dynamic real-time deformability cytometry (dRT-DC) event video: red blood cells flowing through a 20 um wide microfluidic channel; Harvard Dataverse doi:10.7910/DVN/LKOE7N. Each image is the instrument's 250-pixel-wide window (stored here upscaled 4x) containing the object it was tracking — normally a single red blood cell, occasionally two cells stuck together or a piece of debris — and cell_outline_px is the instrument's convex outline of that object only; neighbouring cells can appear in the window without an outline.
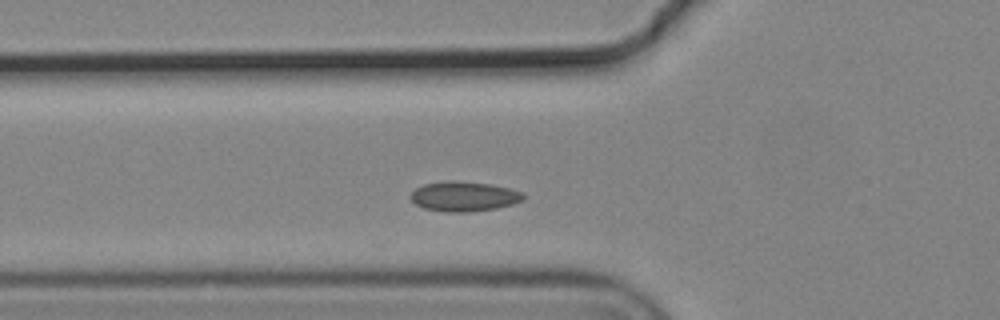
{"species": "common noctule bat (a hibernating species)", "species_latin": "Nyctalus noctula", "temperature_condition": "cold", "stored_images_in_passage": 2, "camera_frame_rate_fps": 3000, "um_per_image_px": 0.085, "animal": {"sex": "male", "body_mass_g": 19.2, "forearm_length_mm": 51.8}, "frame": {"image": 1, "passage_image": 2, "time_ms": 0.333, "image_size_px": [1000, 320], "cell_outline_px": [[524, 200], [512, 204], [496, 208], [468, 212], [444, 212], [424, 208], [416, 204], [408, 196], [416, 188], [424, 184], [444, 180], [456, 180], [492, 184], [508, 188], [520, 192], [524, 196]], "centroid_in_image_um": [39.4, 16.68], "position_along_channel_um": 86.4, "area_um2": 19.71}}